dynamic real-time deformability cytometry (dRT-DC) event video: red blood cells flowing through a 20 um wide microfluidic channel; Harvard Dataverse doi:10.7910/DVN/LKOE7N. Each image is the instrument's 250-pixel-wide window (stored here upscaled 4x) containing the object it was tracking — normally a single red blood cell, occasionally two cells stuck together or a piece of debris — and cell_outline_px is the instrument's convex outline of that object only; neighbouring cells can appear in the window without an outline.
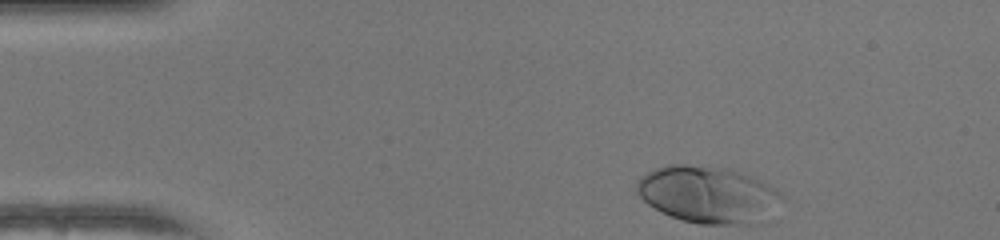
{"species": "human", "species_latin": "Homo sapiens", "temperature_condition": "warm", "stored_images_in_passage": 44, "camera_frame_rate_fps": 3000, "um_per_image_px": 0.085, "donor": {"sex": "female"}, "frame": {"image": 1, "passage_image": 1, "time_ms": 0.0, "image_size_px": [1000, 240], "cell_outline_px": [[788, 196], [784, 200], [748, 224], [700, 224], [684, 220], [660, 212], [648, 204], [636, 192], [636, 184], [648, 172], [656, 168], [668, 164], [684, 164], [728, 168], [740, 172], [760, 180], [776, 188]], "centroid_in_image_um": [60.15, 16.5], "position_along_channel_um": 24.8, "area_um2": 47.4}}
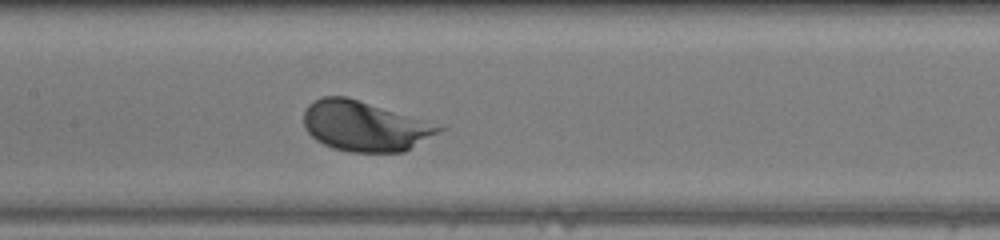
{"frame": {"image": 2, "passage_image": 18, "time_ms": 5.667, "image_size_px": [1000, 240], "cell_outline_px": [[448, 128], [404, 152], [348, 152], [332, 148], [316, 140], [304, 128], [304, 112], [308, 104], [312, 100], [320, 96], [348, 96]], "centroid_in_image_um": [30.97, 10.72], "position_along_channel_um": 176.4, "area_um2": 39.54}}
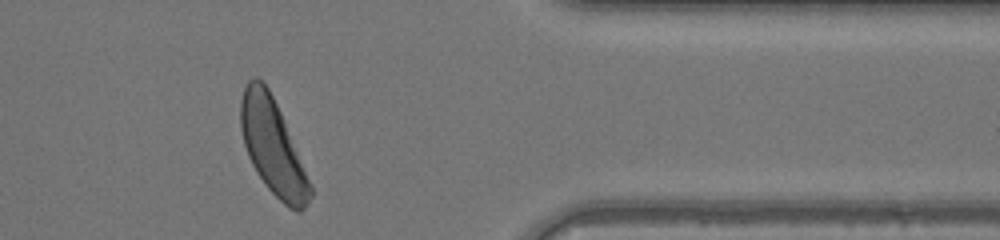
{"frame": {"image": 3, "passage_image": 35, "time_ms": 11.333, "image_size_px": [1000, 240], "cell_outline_px": [[312, 196], [308, 204], [300, 212], [296, 212], [288, 208], [264, 184], [256, 172], [248, 156], [244, 144], [240, 128], [240, 100], [244, 88], [248, 80], [252, 76], [256, 76], [268, 88], [284, 120], [312, 184]], "centroid_in_image_um": [23.18, 12.5], "position_along_channel_um": 388.2, "area_um2": 38.61}, "authors_computed_cell_mechanics": {"area_um2": 40.0843, "velocity_mm_per_s": 4.0825, "shape_relaxation_time_tau1_ms": 1.2052, "shape_relaxation_time_tau2_ms": null, "deformation_change_tau1": 0.1209, "deformation_change_tau2": null}}